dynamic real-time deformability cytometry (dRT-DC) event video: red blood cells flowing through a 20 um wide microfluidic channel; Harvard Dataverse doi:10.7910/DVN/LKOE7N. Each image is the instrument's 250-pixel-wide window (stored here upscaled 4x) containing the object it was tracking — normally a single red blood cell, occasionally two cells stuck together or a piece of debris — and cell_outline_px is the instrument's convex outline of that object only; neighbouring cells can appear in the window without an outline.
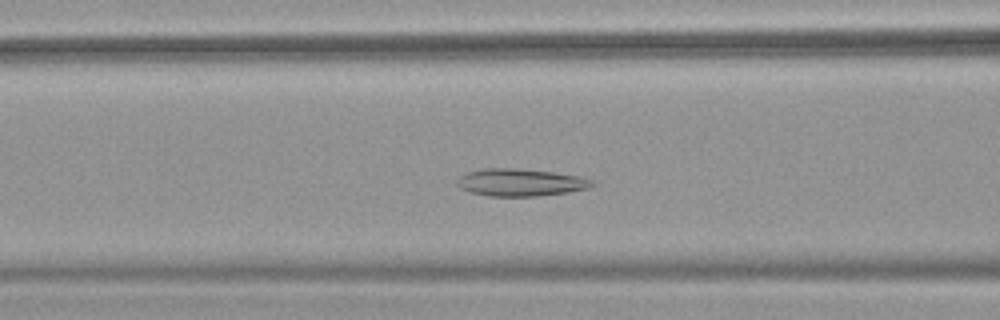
{"species": "common noctule bat (a hibernating species)", "species_latin": "Nyctalus noctula", "temperature_condition": "warm", "stored_images_in_passage": 48, "camera_frame_rate_fps": 3000, "um_per_image_px": 0.085, "animal": {"sex": "female", "body_mass_g": 18.4}, "frame": {"image": 1, "passage_image": 17, "time_ms": 5.333, "image_size_px": [1000, 320], "cell_outline_px": [[596, 184], [588, 188], [568, 192], [536, 196], [488, 196], [468, 192], [460, 188], [456, 184], [456, 180], [460, 176], [468, 172], [484, 168], [516, 168], [552, 172], [580, 176], [596, 180]], "centroid_in_image_um": [44.24, 15.5], "position_along_channel_um": 122.4, "area_um2": 21.73}}
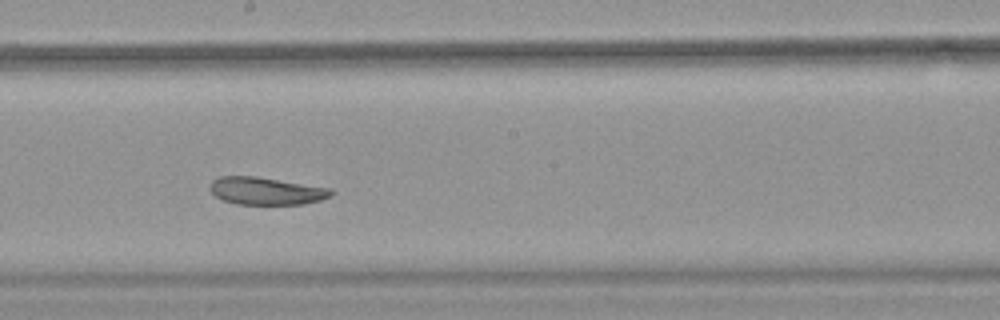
{"frame": {"image": 2, "passage_image": 25, "time_ms": 8.0, "image_size_px": [1000, 320], "cell_outline_px": [[336, 192], [332, 196], [320, 200], [304, 204], [236, 204], [220, 200], [208, 188], [212, 180], [220, 176], [256, 176], [332, 188]], "centroid_in_image_um": [22.64, 16.23], "position_along_channel_um": 225.6, "area_um2": 19.71}}
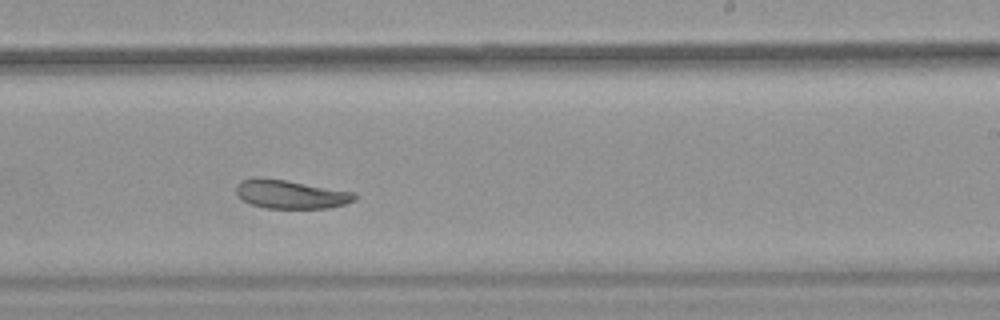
{"frame": {"image": 3, "passage_image": 28, "time_ms": 9.0, "image_size_px": [1000, 320], "cell_outline_px": [[356, 200], [332, 208], [268, 208], [252, 204], [244, 200], [236, 192], [236, 184], [240, 180], [256, 176], [284, 180], [356, 192]], "centroid_in_image_um": [24.72, 16.5], "position_along_channel_um": 264.3, "area_um2": 19.77}, "authors_computed_cell_mechanics": {"area_um2": 22.8599, "velocity_mm_per_s": 3.8876, "shape_relaxation_time_tau1_ms": null, "shape_relaxation_time_tau2_ms": 3.9148, "deformation_change_tau1": null, "deformation_change_tau2": 0.0944}}